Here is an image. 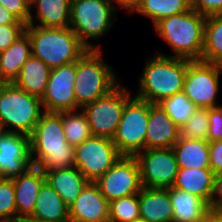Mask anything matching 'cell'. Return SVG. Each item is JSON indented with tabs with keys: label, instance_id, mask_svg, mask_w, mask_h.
Returning a JSON list of instances; mask_svg holds the SVG:
<instances>
[{
	"label": "cell",
	"instance_id": "12",
	"mask_svg": "<svg viewBox=\"0 0 222 222\" xmlns=\"http://www.w3.org/2000/svg\"><path fill=\"white\" fill-rule=\"evenodd\" d=\"M142 187H172L178 173V163L172 148L144 149L134 155Z\"/></svg>",
	"mask_w": 222,
	"mask_h": 222
},
{
	"label": "cell",
	"instance_id": "42",
	"mask_svg": "<svg viewBox=\"0 0 222 222\" xmlns=\"http://www.w3.org/2000/svg\"><path fill=\"white\" fill-rule=\"evenodd\" d=\"M205 222H222V212L209 209L205 215Z\"/></svg>",
	"mask_w": 222,
	"mask_h": 222
},
{
	"label": "cell",
	"instance_id": "1",
	"mask_svg": "<svg viewBox=\"0 0 222 222\" xmlns=\"http://www.w3.org/2000/svg\"><path fill=\"white\" fill-rule=\"evenodd\" d=\"M29 138L32 164L42 171L74 167L75 147L66 141L62 112H44Z\"/></svg>",
	"mask_w": 222,
	"mask_h": 222
},
{
	"label": "cell",
	"instance_id": "5",
	"mask_svg": "<svg viewBox=\"0 0 222 222\" xmlns=\"http://www.w3.org/2000/svg\"><path fill=\"white\" fill-rule=\"evenodd\" d=\"M119 7L111 0H71L70 28L88 50L113 28Z\"/></svg>",
	"mask_w": 222,
	"mask_h": 222
},
{
	"label": "cell",
	"instance_id": "30",
	"mask_svg": "<svg viewBox=\"0 0 222 222\" xmlns=\"http://www.w3.org/2000/svg\"><path fill=\"white\" fill-rule=\"evenodd\" d=\"M66 141L76 147L92 136L89 123L81 109L62 112Z\"/></svg>",
	"mask_w": 222,
	"mask_h": 222
},
{
	"label": "cell",
	"instance_id": "37",
	"mask_svg": "<svg viewBox=\"0 0 222 222\" xmlns=\"http://www.w3.org/2000/svg\"><path fill=\"white\" fill-rule=\"evenodd\" d=\"M0 5L28 25L31 9L27 0H0Z\"/></svg>",
	"mask_w": 222,
	"mask_h": 222
},
{
	"label": "cell",
	"instance_id": "35",
	"mask_svg": "<svg viewBox=\"0 0 222 222\" xmlns=\"http://www.w3.org/2000/svg\"><path fill=\"white\" fill-rule=\"evenodd\" d=\"M208 120L207 142L222 140V106L208 108Z\"/></svg>",
	"mask_w": 222,
	"mask_h": 222
},
{
	"label": "cell",
	"instance_id": "46",
	"mask_svg": "<svg viewBox=\"0 0 222 222\" xmlns=\"http://www.w3.org/2000/svg\"><path fill=\"white\" fill-rule=\"evenodd\" d=\"M111 1L115 2L120 9V0H111Z\"/></svg>",
	"mask_w": 222,
	"mask_h": 222
},
{
	"label": "cell",
	"instance_id": "24",
	"mask_svg": "<svg viewBox=\"0 0 222 222\" xmlns=\"http://www.w3.org/2000/svg\"><path fill=\"white\" fill-rule=\"evenodd\" d=\"M173 207L172 222H202L209 205L201 198L175 187L167 188Z\"/></svg>",
	"mask_w": 222,
	"mask_h": 222
},
{
	"label": "cell",
	"instance_id": "36",
	"mask_svg": "<svg viewBox=\"0 0 222 222\" xmlns=\"http://www.w3.org/2000/svg\"><path fill=\"white\" fill-rule=\"evenodd\" d=\"M26 24L0 25V52L6 50L25 32Z\"/></svg>",
	"mask_w": 222,
	"mask_h": 222
},
{
	"label": "cell",
	"instance_id": "38",
	"mask_svg": "<svg viewBox=\"0 0 222 222\" xmlns=\"http://www.w3.org/2000/svg\"><path fill=\"white\" fill-rule=\"evenodd\" d=\"M191 8L204 17L222 15V0H191Z\"/></svg>",
	"mask_w": 222,
	"mask_h": 222
},
{
	"label": "cell",
	"instance_id": "19",
	"mask_svg": "<svg viewBox=\"0 0 222 222\" xmlns=\"http://www.w3.org/2000/svg\"><path fill=\"white\" fill-rule=\"evenodd\" d=\"M30 9L28 25L56 28L70 26L71 0H35L30 4Z\"/></svg>",
	"mask_w": 222,
	"mask_h": 222
},
{
	"label": "cell",
	"instance_id": "13",
	"mask_svg": "<svg viewBox=\"0 0 222 222\" xmlns=\"http://www.w3.org/2000/svg\"><path fill=\"white\" fill-rule=\"evenodd\" d=\"M94 183L109 202L114 199L139 194L142 184L137 160L134 156H121Z\"/></svg>",
	"mask_w": 222,
	"mask_h": 222
},
{
	"label": "cell",
	"instance_id": "20",
	"mask_svg": "<svg viewBox=\"0 0 222 222\" xmlns=\"http://www.w3.org/2000/svg\"><path fill=\"white\" fill-rule=\"evenodd\" d=\"M140 218L147 222H172L173 207L167 188H145L139 193Z\"/></svg>",
	"mask_w": 222,
	"mask_h": 222
},
{
	"label": "cell",
	"instance_id": "17",
	"mask_svg": "<svg viewBox=\"0 0 222 222\" xmlns=\"http://www.w3.org/2000/svg\"><path fill=\"white\" fill-rule=\"evenodd\" d=\"M180 127L159 104L149 103V117L145 136V149L172 148L179 140Z\"/></svg>",
	"mask_w": 222,
	"mask_h": 222
},
{
	"label": "cell",
	"instance_id": "7",
	"mask_svg": "<svg viewBox=\"0 0 222 222\" xmlns=\"http://www.w3.org/2000/svg\"><path fill=\"white\" fill-rule=\"evenodd\" d=\"M44 109L41 98L12 83H0V123L5 132L30 135Z\"/></svg>",
	"mask_w": 222,
	"mask_h": 222
},
{
	"label": "cell",
	"instance_id": "44",
	"mask_svg": "<svg viewBox=\"0 0 222 222\" xmlns=\"http://www.w3.org/2000/svg\"><path fill=\"white\" fill-rule=\"evenodd\" d=\"M21 222H53V221L22 220ZM58 222H71V221H58Z\"/></svg>",
	"mask_w": 222,
	"mask_h": 222
},
{
	"label": "cell",
	"instance_id": "45",
	"mask_svg": "<svg viewBox=\"0 0 222 222\" xmlns=\"http://www.w3.org/2000/svg\"><path fill=\"white\" fill-rule=\"evenodd\" d=\"M132 222H147V221L144 220V219L139 218V219L133 220Z\"/></svg>",
	"mask_w": 222,
	"mask_h": 222
},
{
	"label": "cell",
	"instance_id": "41",
	"mask_svg": "<svg viewBox=\"0 0 222 222\" xmlns=\"http://www.w3.org/2000/svg\"><path fill=\"white\" fill-rule=\"evenodd\" d=\"M7 24H25L21 22L14 14L9 12L3 6L0 5V25Z\"/></svg>",
	"mask_w": 222,
	"mask_h": 222
},
{
	"label": "cell",
	"instance_id": "48",
	"mask_svg": "<svg viewBox=\"0 0 222 222\" xmlns=\"http://www.w3.org/2000/svg\"><path fill=\"white\" fill-rule=\"evenodd\" d=\"M30 4L33 2V1H35V0H27Z\"/></svg>",
	"mask_w": 222,
	"mask_h": 222
},
{
	"label": "cell",
	"instance_id": "14",
	"mask_svg": "<svg viewBox=\"0 0 222 222\" xmlns=\"http://www.w3.org/2000/svg\"><path fill=\"white\" fill-rule=\"evenodd\" d=\"M75 78L76 62L51 69L45 93L41 98L44 112L60 113L80 109L75 101Z\"/></svg>",
	"mask_w": 222,
	"mask_h": 222
},
{
	"label": "cell",
	"instance_id": "21",
	"mask_svg": "<svg viewBox=\"0 0 222 222\" xmlns=\"http://www.w3.org/2000/svg\"><path fill=\"white\" fill-rule=\"evenodd\" d=\"M215 173L210 168H179L172 187L184 190L210 203Z\"/></svg>",
	"mask_w": 222,
	"mask_h": 222
},
{
	"label": "cell",
	"instance_id": "32",
	"mask_svg": "<svg viewBox=\"0 0 222 222\" xmlns=\"http://www.w3.org/2000/svg\"><path fill=\"white\" fill-rule=\"evenodd\" d=\"M139 218V194L109 202V222H132Z\"/></svg>",
	"mask_w": 222,
	"mask_h": 222
},
{
	"label": "cell",
	"instance_id": "43",
	"mask_svg": "<svg viewBox=\"0 0 222 222\" xmlns=\"http://www.w3.org/2000/svg\"><path fill=\"white\" fill-rule=\"evenodd\" d=\"M141 0H120V8L128 14L136 7Z\"/></svg>",
	"mask_w": 222,
	"mask_h": 222
},
{
	"label": "cell",
	"instance_id": "27",
	"mask_svg": "<svg viewBox=\"0 0 222 222\" xmlns=\"http://www.w3.org/2000/svg\"><path fill=\"white\" fill-rule=\"evenodd\" d=\"M172 150L179 168H210L207 141L179 138Z\"/></svg>",
	"mask_w": 222,
	"mask_h": 222
},
{
	"label": "cell",
	"instance_id": "15",
	"mask_svg": "<svg viewBox=\"0 0 222 222\" xmlns=\"http://www.w3.org/2000/svg\"><path fill=\"white\" fill-rule=\"evenodd\" d=\"M32 165L29 136L3 131L0 135V177L13 178Z\"/></svg>",
	"mask_w": 222,
	"mask_h": 222
},
{
	"label": "cell",
	"instance_id": "26",
	"mask_svg": "<svg viewBox=\"0 0 222 222\" xmlns=\"http://www.w3.org/2000/svg\"><path fill=\"white\" fill-rule=\"evenodd\" d=\"M50 71L51 69L41 59L31 55L13 83L23 91L42 98Z\"/></svg>",
	"mask_w": 222,
	"mask_h": 222
},
{
	"label": "cell",
	"instance_id": "22",
	"mask_svg": "<svg viewBox=\"0 0 222 222\" xmlns=\"http://www.w3.org/2000/svg\"><path fill=\"white\" fill-rule=\"evenodd\" d=\"M31 55V41L24 32L6 50L0 52V83H12Z\"/></svg>",
	"mask_w": 222,
	"mask_h": 222
},
{
	"label": "cell",
	"instance_id": "6",
	"mask_svg": "<svg viewBox=\"0 0 222 222\" xmlns=\"http://www.w3.org/2000/svg\"><path fill=\"white\" fill-rule=\"evenodd\" d=\"M102 53L103 49L87 50L76 61L74 94L76 105L80 109L106 95L119 84L118 74L102 59Z\"/></svg>",
	"mask_w": 222,
	"mask_h": 222
},
{
	"label": "cell",
	"instance_id": "29",
	"mask_svg": "<svg viewBox=\"0 0 222 222\" xmlns=\"http://www.w3.org/2000/svg\"><path fill=\"white\" fill-rule=\"evenodd\" d=\"M201 61L222 65V15L206 17Z\"/></svg>",
	"mask_w": 222,
	"mask_h": 222
},
{
	"label": "cell",
	"instance_id": "10",
	"mask_svg": "<svg viewBox=\"0 0 222 222\" xmlns=\"http://www.w3.org/2000/svg\"><path fill=\"white\" fill-rule=\"evenodd\" d=\"M222 65L191 61L187 66L183 92L198 108L218 107Z\"/></svg>",
	"mask_w": 222,
	"mask_h": 222
},
{
	"label": "cell",
	"instance_id": "2",
	"mask_svg": "<svg viewBox=\"0 0 222 222\" xmlns=\"http://www.w3.org/2000/svg\"><path fill=\"white\" fill-rule=\"evenodd\" d=\"M190 60L151 54L145 61L135 97L158 104L163 99L182 92Z\"/></svg>",
	"mask_w": 222,
	"mask_h": 222
},
{
	"label": "cell",
	"instance_id": "33",
	"mask_svg": "<svg viewBox=\"0 0 222 222\" xmlns=\"http://www.w3.org/2000/svg\"><path fill=\"white\" fill-rule=\"evenodd\" d=\"M208 130V108H197L188 121L180 127L179 138L207 141Z\"/></svg>",
	"mask_w": 222,
	"mask_h": 222
},
{
	"label": "cell",
	"instance_id": "25",
	"mask_svg": "<svg viewBox=\"0 0 222 222\" xmlns=\"http://www.w3.org/2000/svg\"><path fill=\"white\" fill-rule=\"evenodd\" d=\"M46 182L53 187L69 207L89 182L74 166L71 168L43 171Z\"/></svg>",
	"mask_w": 222,
	"mask_h": 222
},
{
	"label": "cell",
	"instance_id": "31",
	"mask_svg": "<svg viewBox=\"0 0 222 222\" xmlns=\"http://www.w3.org/2000/svg\"><path fill=\"white\" fill-rule=\"evenodd\" d=\"M158 104L179 127L184 125L198 108L183 91L163 99Z\"/></svg>",
	"mask_w": 222,
	"mask_h": 222
},
{
	"label": "cell",
	"instance_id": "34",
	"mask_svg": "<svg viewBox=\"0 0 222 222\" xmlns=\"http://www.w3.org/2000/svg\"><path fill=\"white\" fill-rule=\"evenodd\" d=\"M17 216L12 178L0 177V222H21Z\"/></svg>",
	"mask_w": 222,
	"mask_h": 222
},
{
	"label": "cell",
	"instance_id": "4",
	"mask_svg": "<svg viewBox=\"0 0 222 222\" xmlns=\"http://www.w3.org/2000/svg\"><path fill=\"white\" fill-rule=\"evenodd\" d=\"M32 55L50 69L76 62L88 49L70 27H42L26 25Z\"/></svg>",
	"mask_w": 222,
	"mask_h": 222
},
{
	"label": "cell",
	"instance_id": "28",
	"mask_svg": "<svg viewBox=\"0 0 222 222\" xmlns=\"http://www.w3.org/2000/svg\"><path fill=\"white\" fill-rule=\"evenodd\" d=\"M191 9V0H141L129 13L150 19L153 27L162 19Z\"/></svg>",
	"mask_w": 222,
	"mask_h": 222
},
{
	"label": "cell",
	"instance_id": "40",
	"mask_svg": "<svg viewBox=\"0 0 222 222\" xmlns=\"http://www.w3.org/2000/svg\"><path fill=\"white\" fill-rule=\"evenodd\" d=\"M209 209L222 212V174L215 175L213 194Z\"/></svg>",
	"mask_w": 222,
	"mask_h": 222
},
{
	"label": "cell",
	"instance_id": "23",
	"mask_svg": "<svg viewBox=\"0 0 222 222\" xmlns=\"http://www.w3.org/2000/svg\"><path fill=\"white\" fill-rule=\"evenodd\" d=\"M24 220L70 221L68 206L60 194L45 182L37 195L33 213Z\"/></svg>",
	"mask_w": 222,
	"mask_h": 222
},
{
	"label": "cell",
	"instance_id": "8",
	"mask_svg": "<svg viewBox=\"0 0 222 222\" xmlns=\"http://www.w3.org/2000/svg\"><path fill=\"white\" fill-rule=\"evenodd\" d=\"M133 96L121 82L109 93L81 108L92 136L113 139L120 123L124 106Z\"/></svg>",
	"mask_w": 222,
	"mask_h": 222
},
{
	"label": "cell",
	"instance_id": "3",
	"mask_svg": "<svg viewBox=\"0 0 222 222\" xmlns=\"http://www.w3.org/2000/svg\"><path fill=\"white\" fill-rule=\"evenodd\" d=\"M206 17L194 9L169 16L159 21L153 28L163 39L173 54L155 52L164 56L201 61L204 44V26Z\"/></svg>",
	"mask_w": 222,
	"mask_h": 222
},
{
	"label": "cell",
	"instance_id": "11",
	"mask_svg": "<svg viewBox=\"0 0 222 222\" xmlns=\"http://www.w3.org/2000/svg\"><path fill=\"white\" fill-rule=\"evenodd\" d=\"M121 156L113 139L91 136L75 147L74 166L89 182H95Z\"/></svg>",
	"mask_w": 222,
	"mask_h": 222
},
{
	"label": "cell",
	"instance_id": "16",
	"mask_svg": "<svg viewBox=\"0 0 222 222\" xmlns=\"http://www.w3.org/2000/svg\"><path fill=\"white\" fill-rule=\"evenodd\" d=\"M71 222H109V201L94 182H88L68 207Z\"/></svg>",
	"mask_w": 222,
	"mask_h": 222
},
{
	"label": "cell",
	"instance_id": "9",
	"mask_svg": "<svg viewBox=\"0 0 222 222\" xmlns=\"http://www.w3.org/2000/svg\"><path fill=\"white\" fill-rule=\"evenodd\" d=\"M149 102L134 95L126 102L113 142L122 156H134L145 149Z\"/></svg>",
	"mask_w": 222,
	"mask_h": 222
},
{
	"label": "cell",
	"instance_id": "18",
	"mask_svg": "<svg viewBox=\"0 0 222 222\" xmlns=\"http://www.w3.org/2000/svg\"><path fill=\"white\" fill-rule=\"evenodd\" d=\"M17 216L27 219L34 211L37 195L46 182L44 172L37 166H30L24 173L12 178Z\"/></svg>",
	"mask_w": 222,
	"mask_h": 222
},
{
	"label": "cell",
	"instance_id": "47",
	"mask_svg": "<svg viewBox=\"0 0 222 222\" xmlns=\"http://www.w3.org/2000/svg\"><path fill=\"white\" fill-rule=\"evenodd\" d=\"M3 132V129H2V126H1V123H0V135L2 134Z\"/></svg>",
	"mask_w": 222,
	"mask_h": 222
},
{
	"label": "cell",
	"instance_id": "39",
	"mask_svg": "<svg viewBox=\"0 0 222 222\" xmlns=\"http://www.w3.org/2000/svg\"><path fill=\"white\" fill-rule=\"evenodd\" d=\"M210 169L215 175L222 174V140L209 143Z\"/></svg>",
	"mask_w": 222,
	"mask_h": 222
}]
</instances>
